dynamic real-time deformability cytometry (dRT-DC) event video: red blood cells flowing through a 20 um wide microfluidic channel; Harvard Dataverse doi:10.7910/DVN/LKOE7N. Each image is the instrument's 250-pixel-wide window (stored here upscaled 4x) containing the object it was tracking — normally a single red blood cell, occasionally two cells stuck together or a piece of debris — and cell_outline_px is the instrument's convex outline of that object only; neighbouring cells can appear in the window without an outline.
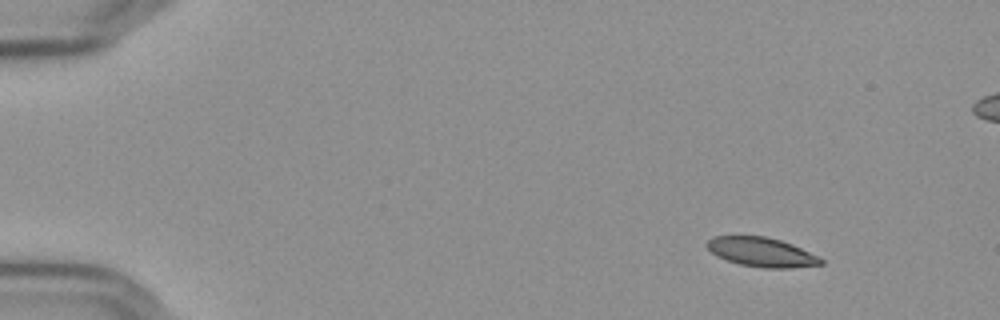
{"species": "Egyptian fruit bat (a non-hibernating species)", "species_latin": "Rousettus aegyptiacus", "temperature_condition": "cold", "stored_images_in_passage": 52, "camera_frame_rate_fps": 3000, "um_per_image_px": 0.085, "frame": {"image": 1, "passage_image": 1, "time_ms": 0.0, "image_size_px": [1000, 320], "cell_outline_px": [[824, 264], [792, 268], [764, 268], [740, 264], [716, 256], [704, 244], [712, 236], [764, 236], [780, 240], [792, 244], [820, 256], [824, 260]], "centroid_in_image_um": [64.76, 21.43], "position_along_channel_um": 20.2, "area_um2": 19.54}}
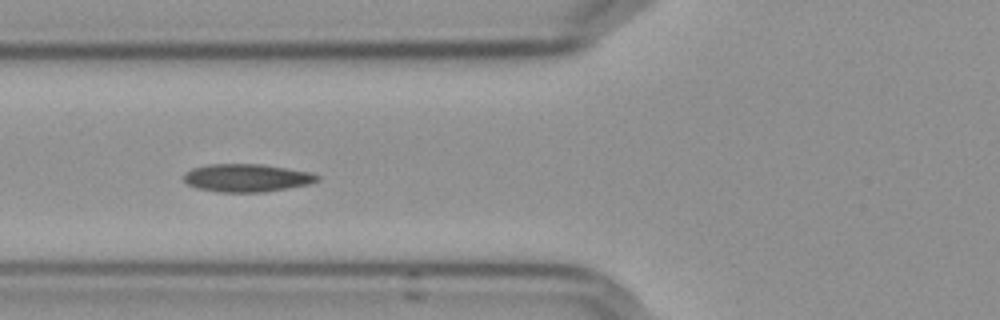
{"frame": {"image": 2, "passage_image": 17, "time_ms": 5.333, "image_size_px": [1000, 320], "cell_outline_px": [[320, 180], [308, 184], [288, 188], [264, 192], [216, 192], [196, 188], [188, 184], [184, 180], [184, 172], [192, 168], [208, 164], [260, 164], [308, 172], [320, 176]], "centroid_in_image_um": [20.93, 15.12], "position_along_channel_um": 104.9, "area_um2": 21.68}}
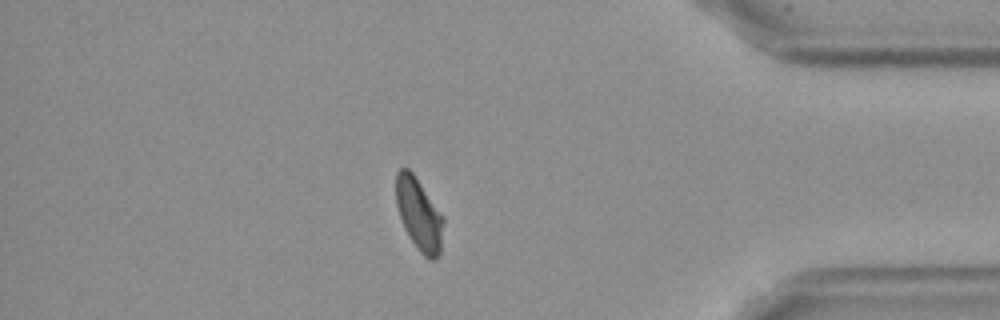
{"frame": {"image": 3, "passage_image": 44, "time_ms": 14.333, "image_size_px": [1000, 320], "cell_outline_px": [[444, 220], [440, 252], [432, 260], [428, 260], [416, 248], [408, 236], [404, 228], [396, 204], [396, 172], [400, 168], [408, 168], [412, 172], [444, 216]], "centroid_in_image_um": [35.61, 18.22], "position_along_channel_um": 399.6, "area_um2": 19.94}, "authors_computed_cell_mechanics": {"area_um2": 20.6635, "velocity_mm_per_s": 3.5873, "shape_relaxation_time_tau1_ms": null, "shape_relaxation_time_tau2_ms": 2.1032, "deformation_change_tau1": null, "deformation_change_tau2": 0.066}}